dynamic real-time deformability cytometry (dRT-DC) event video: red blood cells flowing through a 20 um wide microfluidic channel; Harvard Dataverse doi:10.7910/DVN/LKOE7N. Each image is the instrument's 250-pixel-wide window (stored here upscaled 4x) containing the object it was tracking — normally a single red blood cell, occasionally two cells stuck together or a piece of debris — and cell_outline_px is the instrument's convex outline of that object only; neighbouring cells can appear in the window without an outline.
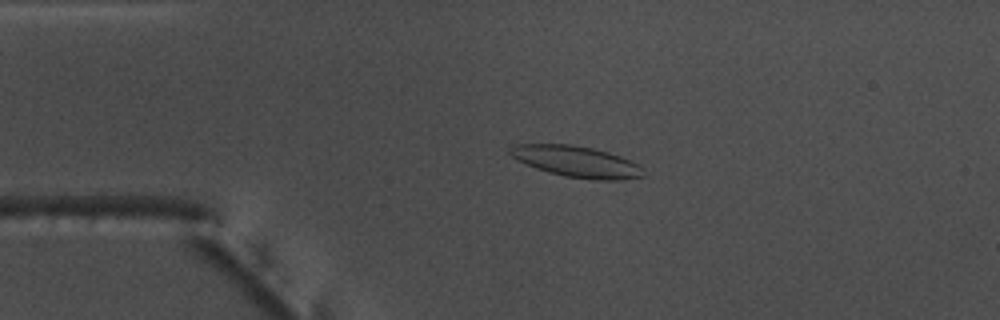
{"species": "common noctule bat (a hibernating species)", "species_latin": "Nyctalus noctula", "temperature_condition": "warm", "stored_images_in_passage": 6, "camera_frame_rate_fps": 3000, "um_per_image_px": 0.085, "animal": {"sex": "male", "body_mass_g": 17.5, "forearm_length_mm": 52.3}, "frame": {"image": 1, "passage_image": 2, "time_ms": 0.333, "image_size_px": [1000, 320], "cell_outline_px": [[644, 176], [620, 180], [592, 180], [564, 176], [548, 172], [536, 168], [512, 156], [508, 152], [508, 148], [512, 144], [572, 144], [592, 148], [608, 152], [620, 156], [640, 164]], "centroid_in_image_um": [49.01, 13.73], "position_along_channel_um": 36.0, "area_um2": 24.22}}